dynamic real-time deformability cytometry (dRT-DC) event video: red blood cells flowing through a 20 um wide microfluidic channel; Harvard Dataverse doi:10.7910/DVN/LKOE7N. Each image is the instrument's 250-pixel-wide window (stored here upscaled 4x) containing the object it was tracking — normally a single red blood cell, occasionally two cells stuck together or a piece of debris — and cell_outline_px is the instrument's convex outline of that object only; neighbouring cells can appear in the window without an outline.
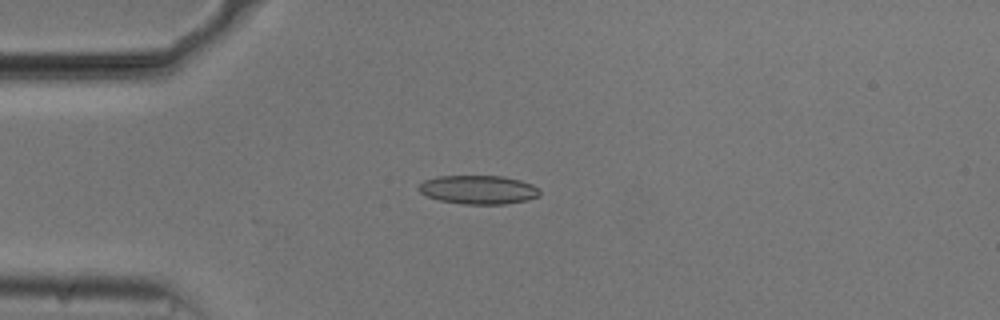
{"species": "common noctule bat (a hibernating species)", "species_latin": "Nyctalus noctula", "temperature_condition": "cold", "stored_images_in_passage": 26, "camera_frame_rate_fps": 3000, "um_per_image_px": 0.085, "animal": {"sex": "male", "body_mass_g": 20.5, "forearm_length_mm": 52.5}, "frame": {"image": 1, "passage_image": 13, "time_ms": 4.0, "image_size_px": [1000, 320], "cell_outline_px": [[540, 196], [528, 200], [504, 204], [464, 204], [440, 200], [428, 196], [420, 192], [416, 188], [424, 180], [436, 176], [504, 176], [520, 180], [532, 184], [540, 192]], "centroid_in_image_um": [40.66, 16.12], "position_along_channel_um": 44.3, "area_um2": 20.29}}
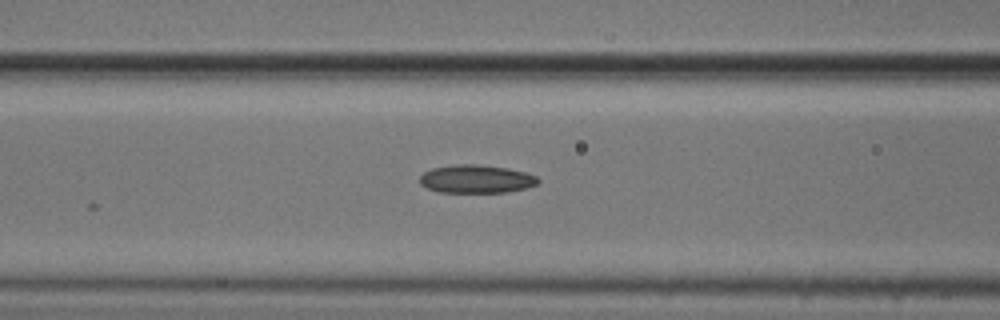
{"frame": {"image": 2, "passage_image": 21, "time_ms": 6.667, "image_size_px": [1000, 320], "cell_outline_px": [[540, 180], [536, 184], [528, 188], [508, 192], [440, 192], [428, 188], [420, 184], [420, 176], [424, 172], [432, 168], [456, 164], [476, 164], [508, 168], [524, 172], [536, 176]], "centroid_in_image_um": [40.49, 15.21], "position_along_channel_um": 126.1, "area_um2": 19.42}}
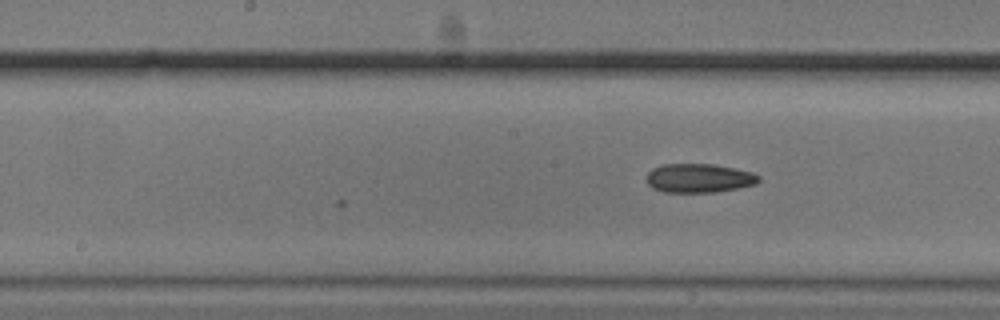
{"frame": {"image": 3, "passage_image": 26, "time_ms": 8.333, "image_size_px": [1000, 320], "cell_outline_px": [[760, 180], [756, 184], [740, 188], [716, 192], [664, 192], [652, 188], [648, 184], [648, 172], [652, 168], [660, 164], [712, 164], [752, 172], [760, 176]], "centroid_in_image_um": [59.42, 15.14], "position_along_channel_um": 188.8, "area_um2": 18.96}}